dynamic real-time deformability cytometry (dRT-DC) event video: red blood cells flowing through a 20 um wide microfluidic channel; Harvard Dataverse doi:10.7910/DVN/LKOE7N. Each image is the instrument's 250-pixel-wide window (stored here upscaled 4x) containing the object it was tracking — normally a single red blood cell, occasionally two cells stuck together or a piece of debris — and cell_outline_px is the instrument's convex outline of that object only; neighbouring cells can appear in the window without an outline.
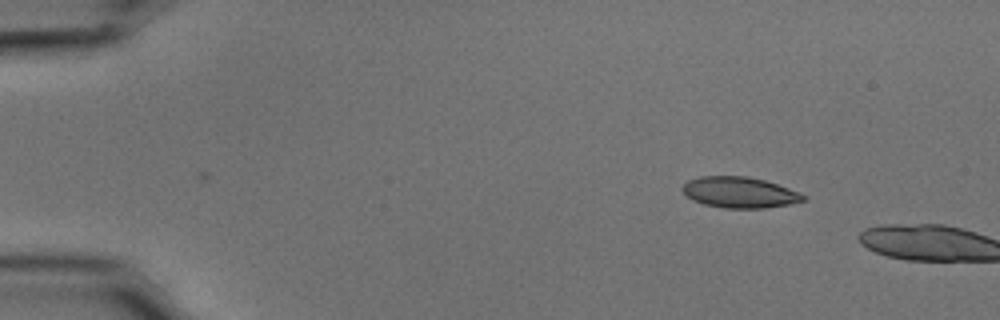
{"species": "common noctule bat (a hibernating species)", "species_latin": "Nyctalus noctula", "temperature_condition": "cold", "stored_images_in_passage": 3, "camera_frame_rate_fps": 3000, "um_per_image_px": 0.085, "animal": {"sex": "male", "body_mass_g": 15.6}, "frame": {"image": 1, "passage_image": 1, "time_ms": 0.0, "image_size_px": [1000, 320], "cell_outline_px": [[804, 200], [788, 204], [764, 208], [724, 208], [704, 204], [692, 200], [680, 188], [688, 180], [700, 176], [748, 176], [764, 180], [800, 192], [804, 196]], "centroid_in_image_um": [62.82, 16.35], "position_along_channel_um": 22.2, "area_um2": 21.62}}